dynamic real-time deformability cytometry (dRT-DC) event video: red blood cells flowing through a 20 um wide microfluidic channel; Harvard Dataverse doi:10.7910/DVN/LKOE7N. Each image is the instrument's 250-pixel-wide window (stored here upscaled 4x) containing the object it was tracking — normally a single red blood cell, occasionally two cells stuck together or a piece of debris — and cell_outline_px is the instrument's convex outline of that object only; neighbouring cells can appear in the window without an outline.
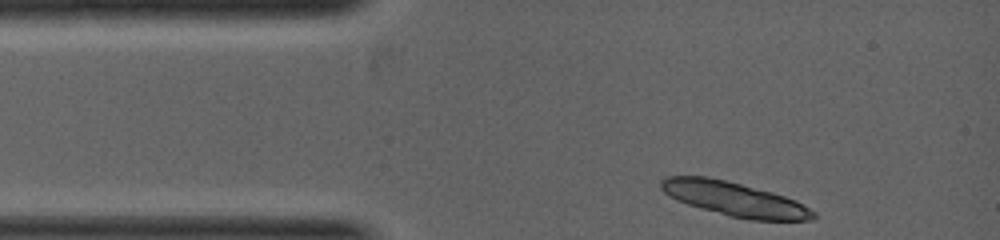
{"species": "common noctule bat (a hibernating species)", "species_latin": "Nyctalus noctula", "temperature_condition": "warm", "stored_images_in_passage": 1, "camera_frame_rate_fps": 5000, "um_per_image_px": 0.085, "animal": {"sex": "female", "body_mass_g": 19.0, "forearm_length_mm": 53.3}, "frame": {"image": 1, "passage_image": 1, "time_ms": 0.0, "image_size_px": [1000, 240], "cell_outline_px": [[816, 216], [808, 220], [752, 220], [728, 216], [700, 208], [676, 200], [668, 196], [660, 188], [660, 180], [668, 176], [704, 176], [724, 180], [772, 192], [784, 196], [808, 208]], "centroid_in_image_um": [62.33, 16.92], "position_along_channel_um": 22.7, "area_um2": 29.82}}